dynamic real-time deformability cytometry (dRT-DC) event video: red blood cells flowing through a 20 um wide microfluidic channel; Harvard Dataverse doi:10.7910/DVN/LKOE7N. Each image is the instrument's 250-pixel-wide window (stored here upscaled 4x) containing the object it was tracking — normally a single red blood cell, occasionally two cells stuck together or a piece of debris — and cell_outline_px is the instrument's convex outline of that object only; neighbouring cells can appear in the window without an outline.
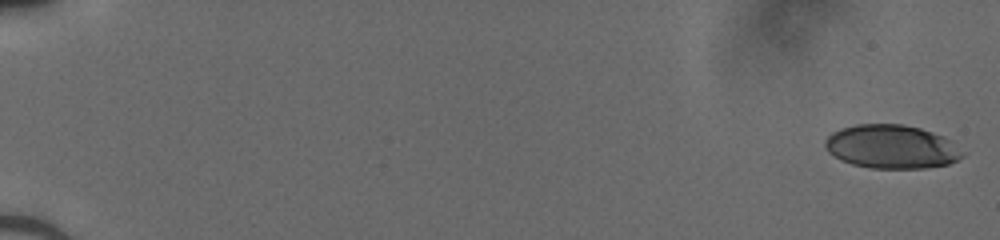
{"species": "human", "species_latin": "Homo sapiens", "temperature_condition": "cold", "stored_images_in_passage": 51, "camera_frame_rate_fps": 3000, "um_per_image_px": 0.085, "donor": {"sex": "male"}, "frame": {"image": 1, "passage_image": 1, "time_ms": 0.0, "image_size_px": [1000, 240], "cell_outline_px": [[964, 156], [948, 164], [924, 168], [872, 168], [852, 164], [840, 160], [828, 152], [824, 144], [824, 140], [832, 132], [840, 128], [856, 124], [904, 124], [920, 128], [944, 136], [952, 140], [964, 152]], "centroid_in_image_um": [75.78, 12.46], "position_along_channel_um": 9.2, "area_um2": 35.2}}
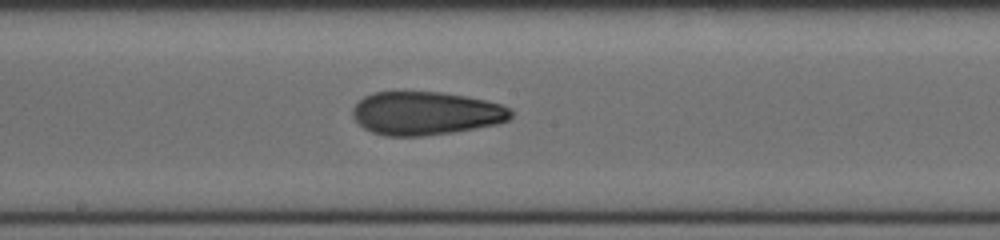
{"frame": {"image": 2, "passage_image": 30, "time_ms": 9.667, "image_size_px": [1000, 240], "cell_outline_px": [[512, 116], [508, 120], [496, 124], [452, 132], [424, 136], [384, 136], [372, 132], [364, 128], [352, 116], [352, 108], [364, 96], [372, 92], [440, 92], [464, 96], [484, 100], [500, 104], [508, 108], [512, 112]], "centroid_in_image_um": [36.15, 9.63], "position_along_channel_um": 212.0, "area_um2": 39.77}}
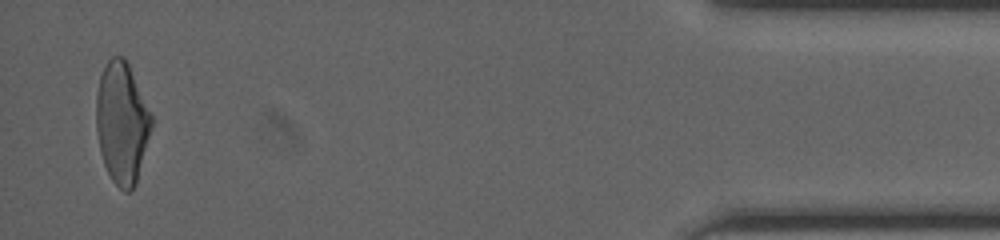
{"frame": {"image": 3, "passage_image": 50, "time_ms": 16.333, "image_size_px": [1000, 240], "cell_outline_px": [[152, 124], [136, 184], [128, 192], [124, 192], [112, 180], [104, 164], [100, 152], [96, 128], [96, 92], [100, 76], [108, 60], [112, 56], [124, 56], [128, 64], [152, 116]], "centroid_in_image_um": [10.34, 10.44], "position_along_channel_um": 424.9, "area_um2": 38.67}}